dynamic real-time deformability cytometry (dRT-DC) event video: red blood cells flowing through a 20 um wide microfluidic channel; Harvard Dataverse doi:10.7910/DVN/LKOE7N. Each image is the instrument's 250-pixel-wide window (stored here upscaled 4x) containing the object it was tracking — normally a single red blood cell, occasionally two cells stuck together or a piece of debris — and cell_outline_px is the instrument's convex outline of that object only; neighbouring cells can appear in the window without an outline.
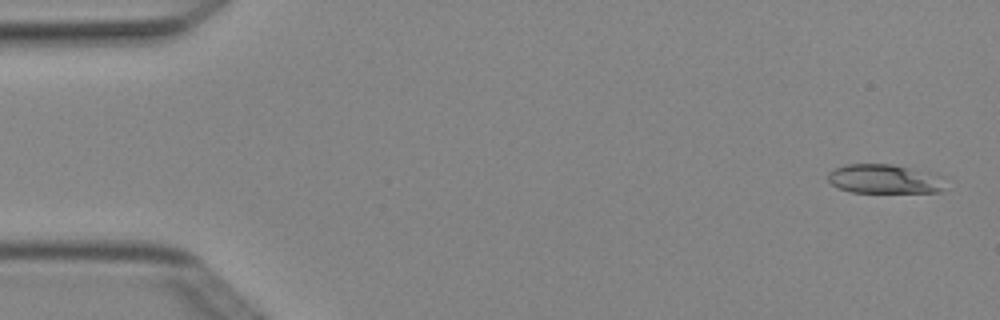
{"species": "Egyptian fruit bat (a non-hibernating species)", "species_latin": "Rousettus aegyptiacus", "temperature_condition": "cold", "stored_images_in_passage": 6, "camera_frame_rate_fps": 3000, "um_per_image_px": 0.085, "animal": {"sex": "female"}, "frame": {"image": 1, "passage_image": 1, "time_ms": 0.0, "image_size_px": [1000, 320], "cell_outline_px": [[944, 188], [940, 192], [852, 192], [840, 188], [832, 184], [828, 180], [828, 172], [844, 164], [892, 164], [936, 172]], "centroid_in_image_um": [75.17, 15.2], "position_along_channel_um": 9.8, "area_um2": 19.94}}
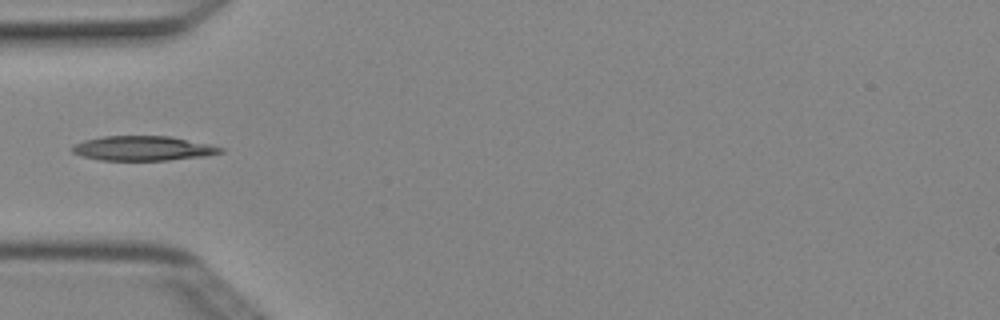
{"frame": {"image": 2, "passage_image": 5, "time_ms": 1.333, "image_size_px": [1000, 320], "cell_outline_px": [[224, 152], [204, 156], [168, 160], [100, 160], [80, 156], [72, 152], [72, 148], [76, 144], [84, 140], [104, 136], [172, 136], [208, 144], [224, 148]], "centroid_in_image_um": [12.16, 12.61], "position_along_channel_um": 72.8, "area_um2": 21.21}}
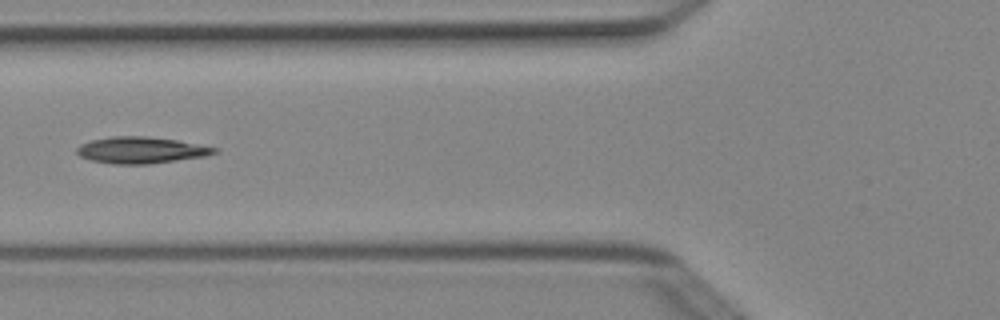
{"frame": {"image": 3, "passage_image": 6, "time_ms": 1.667, "image_size_px": [1000, 320], "cell_outline_px": [[220, 152], [208, 156], [148, 164], [112, 164], [92, 160], [80, 156], [76, 152], [76, 148], [80, 144], [92, 140], [112, 136], [144, 136], [176, 140], [220, 148]], "centroid_in_image_um": [12.03, 12.76], "position_along_channel_um": 113.8, "area_um2": 21.33}}